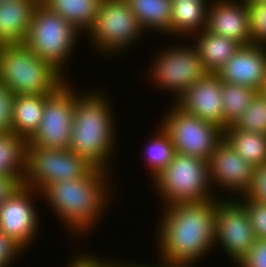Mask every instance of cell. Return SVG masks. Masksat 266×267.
I'll use <instances>...</instances> for the list:
<instances>
[{
  "label": "cell",
  "instance_id": "cell-28",
  "mask_svg": "<svg viewBox=\"0 0 266 267\" xmlns=\"http://www.w3.org/2000/svg\"><path fill=\"white\" fill-rule=\"evenodd\" d=\"M233 126L239 130L266 135V96L258 92Z\"/></svg>",
  "mask_w": 266,
  "mask_h": 267
},
{
  "label": "cell",
  "instance_id": "cell-32",
  "mask_svg": "<svg viewBox=\"0 0 266 267\" xmlns=\"http://www.w3.org/2000/svg\"><path fill=\"white\" fill-rule=\"evenodd\" d=\"M236 267H266V239H256Z\"/></svg>",
  "mask_w": 266,
  "mask_h": 267
},
{
  "label": "cell",
  "instance_id": "cell-13",
  "mask_svg": "<svg viewBox=\"0 0 266 267\" xmlns=\"http://www.w3.org/2000/svg\"><path fill=\"white\" fill-rule=\"evenodd\" d=\"M39 197L42 198L39 191L21 184L0 204V230L24 251L39 237L41 218L35 206Z\"/></svg>",
  "mask_w": 266,
  "mask_h": 267
},
{
  "label": "cell",
  "instance_id": "cell-33",
  "mask_svg": "<svg viewBox=\"0 0 266 267\" xmlns=\"http://www.w3.org/2000/svg\"><path fill=\"white\" fill-rule=\"evenodd\" d=\"M13 97L14 94L0 83V132L11 131Z\"/></svg>",
  "mask_w": 266,
  "mask_h": 267
},
{
  "label": "cell",
  "instance_id": "cell-36",
  "mask_svg": "<svg viewBox=\"0 0 266 267\" xmlns=\"http://www.w3.org/2000/svg\"><path fill=\"white\" fill-rule=\"evenodd\" d=\"M19 185L21 184L13 177L0 176V204L4 202Z\"/></svg>",
  "mask_w": 266,
  "mask_h": 267
},
{
  "label": "cell",
  "instance_id": "cell-6",
  "mask_svg": "<svg viewBox=\"0 0 266 267\" xmlns=\"http://www.w3.org/2000/svg\"><path fill=\"white\" fill-rule=\"evenodd\" d=\"M80 37L82 33L71 23L39 3L24 44L67 78L65 71L69 70H65L68 68L66 65L75 48L79 47Z\"/></svg>",
  "mask_w": 266,
  "mask_h": 267
},
{
  "label": "cell",
  "instance_id": "cell-16",
  "mask_svg": "<svg viewBox=\"0 0 266 267\" xmlns=\"http://www.w3.org/2000/svg\"><path fill=\"white\" fill-rule=\"evenodd\" d=\"M206 29L240 45L253 44L249 11L244 0H211Z\"/></svg>",
  "mask_w": 266,
  "mask_h": 267
},
{
  "label": "cell",
  "instance_id": "cell-10",
  "mask_svg": "<svg viewBox=\"0 0 266 267\" xmlns=\"http://www.w3.org/2000/svg\"><path fill=\"white\" fill-rule=\"evenodd\" d=\"M92 167L69 149L27 145L23 185L41 193L51 183L83 177Z\"/></svg>",
  "mask_w": 266,
  "mask_h": 267
},
{
  "label": "cell",
  "instance_id": "cell-40",
  "mask_svg": "<svg viewBox=\"0 0 266 267\" xmlns=\"http://www.w3.org/2000/svg\"><path fill=\"white\" fill-rule=\"evenodd\" d=\"M161 267H194V266H168L161 264Z\"/></svg>",
  "mask_w": 266,
  "mask_h": 267
},
{
  "label": "cell",
  "instance_id": "cell-25",
  "mask_svg": "<svg viewBox=\"0 0 266 267\" xmlns=\"http://www.w3.org/2000/svg\"><path fill=\"white\" fill-rule=\"evenodd\" d=\"M224 139L254 168L266 164V135L230 125L224 130Z\"/></svg>",
  "mask_w": 266,
  "mask_h": 267
},
{
  "label": "cell",
  "instance_id": "cell-27",
  "mask_svg": "<svg viewBox=\"0 0 266 267\" xmlns=\"http://www.w3.org/2000/svg\"><path fill=\"white\" fill-rule=\"evenodd\" d=\"M257 93L258 91L246 86L222 82L225 129L245 112Z\"/></svg>",
  "mask_w": 266,
  "mask_h": 267
},
{
  "label": "cell",
  "instance_id": "cell-29",
  "mask_svg": "<svg viewBox=\"0 0 266 267\" xmlns=\"http://www.w3.org/2000/svg\"><path fill=\"white\" fill-rule=\"evenodd\" d=\"M249 11L252 42L266 47V1L246 3Z\"/></svg>",
  "mask_w": 266,
  "mask_h": 267
},
{
  "label": "cell",
  "instance_id": "cell-39",
  "mask_svg": "<svg viewBox=\"0 0 266 267\" xmlns=\"http://www.w3.org/2000/svg\"><path fill=\"white\" fill-rule=\"evenodd\" d=\"M114 258V261L108 267H121V261Z\"/></svg>",
  "mask_w": 266,
  "mask_h": 267
},
{
  "label": "cell",
  "instance_id": "cell-9",
  "mask_svg": "<svg viewBox=\"0 0 266 267\" xmlns=\"http://www.w3.org/2000/svg\"><path fill=\"white\" fill-rule=\"evenodd\" d=\"M160 124L168 133L175 152L209 160L214 148L223 140L224 131L211 123L188 114L171 102Z\"/></svg>",
  "mask_w": 266,
  "mask_h": 267
},
{
  "label": "cell",
  "instance_id": "cell-38",
  "mask_svg": "<svg viewBox=\"0 0 266 267\" xmlns=\"http://www.w3.org/2000/svg\"><path fill=\"white\" fill-rule=\"evenodd\" d=\"M259 92H260L263 96H266V77L264 78L262 87L260 88V91H259Z\"/></svg>",
  "mask_w": 266,
  "mask_h": 267
},
{
  "label": "cell",
  "instance_id": "cell-21",
  "mask_svg": "<svg viewBox=\"0 0 266 267\" xmlns=\"http://www.w3.org/2000/svg\"><path fill=\"white\" fill-rule=\"evenodd\" d=\"M49 94L14 95L11 132L27 141L40 127Z\"/></svg>",
  "mask_w": 266,
  "mask_h": 267
},
{
  "label": "cell",
  "instance_id": "cell-26",
  "mask_svg": "<svg viewBox=\"0 0 266 267\" xmlns=\"http://www.w3.org/2000/svg\"><path fill=\"white\" fill-rule=\"evenodd\" d=\"M156 128V132L151 133L152 137L150 136V139H147L145 148H141V150L144 149L141 156L144 157L143 163H146L145 174L150 178L149 182L155 179L168 166L175 153L174 145L168 133L160 124Z\"/></svg>",
  "mask_w": 266,
  "mask_h": 267
},
{
  "label": "cell",
  "instance_id": "cell-37",
  "mask_svg": "<svg viewBox=\"0 0 266 267\" xmlns=\"http://www.w3.org/2000/svg\"><path fill=\"white\" fill-rule=\"evenodd\" d=\"M137 262H134V263H129V260L128 261H122L121 260V267H161V263H149L148 261V264L147 263H141L138 261V263L136 264Z\"/></svg>",
  "mask_w": 266,
  "mask_h": 267
},
{
  "label": "cell",
  "instance_id": "cell-3",
  "mask_svg": "<svg viewBox=\"0 0 266 267\" xmlns=\"http://www.w3.org/2000/svg\"><path fill=\"white\" fill-rule=\"evenodd\" d=\"M104 89L82 91L75 99L69 150L93 167L112 172L110 165H113L112 160L118 150L116 137L119 132L115 129L114 104Z\"/></svg>",
  "mask_w": 266,
  "mask_h": 267
},
{
  "label": "cell",
  "instance_id": "cell-18",
  "mask_svg": "<svg viewBox=\"0 0 266 267\" xmlns=\"http://www.w3.org/2000/svg\"><path fill=\"white\" fill-rule=\"evenodd\" d=\"M40 0H9L0 3V44L24 43L33 13Z\"/></svg>",
  "mask_w": 266,
  "mask_h": 267
},
{
  "label": "cell",
  "instance_id": "cell-17",
  "mask_svg": "<svg viewBox=\"0 0 266 267\" xmlns=\"http://www.w3.org/2000/svg\"><path fill=\"white\" fill-rule=\"evenodd\" d=\"M216 74L224 83L239 84L259 92L266 77V47L240 45Z\"/></svg>",
  "mask_w": 266,
  "mask_h": 267
},
{
  "label": "cell",
  "instance_id": "cell-19",
  "mask_svg": "<svg viewBox=\"0 0 266 267\" xmlns=\"http://www.w3.org/2000/svg\"><path fill=\"white\" fill-rule=\"evenodd\" d=\"M211 0L173 1L170 37L183 40L206 29Z\"/></svg>",
  "mask_w": 266,
  "mask_h": 267
},
{
  "label": "cell",
  "instance_id": "cell-4",
  "mask_svg": "<svg viewBox=\"0 0 266 267\" xmlns=\"http://www.w3.org/2000/svg\"><path fill=\"white\" fill-rule=\"evenodd\" d=\"M68 79L24 43L0 47V83L14 95L51 94Z\"/></svg>",
  "mask_w": 266,
  "mask_h": 267
},
{
  "label": "cell",
  "instance_id": "cell-15",
  "mask_svg": "<svg viewBox=\"0 0 266 267\" xmlns=\"http://www.w3.org/2000/svg\"><path fill=\"white\" fill-rule=\"evenodd\" d=\"M222 81L216 73H208L188 88L175 104L184 112L225 130Z\"/></svg>",
  "mask_w": 266,
  "mask_h": 267
},
{
  "label": "cell",
  "instance_id": "cell-34",
  "mask_svg": "<svg viewBox=\"0 0 266 267\" xmlns=\"http://www.w3.org/2000/svg\"><path fill=\"white\" fill-rule=\"evenodd\" d=\"M241 197H249L266 204V164L255 168V174L250 190L246 195Z\"/></svg>",
  "mask_w": 266,
  "mask_h": 267
},
{
  "label": "cell",
  "instance_id": "cell-12",
  "mask_svg": "<svg viewBox=\"0 0 266 267\" xmlns=\"http://www.w3.org/2000/svg\"><path fill=\"white\" fill-rule=\"evenodd\" d=\"M255 240L245 207L235 198L216 197L215 245L232 265L239 263Z\"/></svg>",
  "mask_w": 266,
  "mask_h": 267
},
{
  "label": "cell",
  "instance_id": "cell-35",
  "mask_svg": "<svg viewBox=\"0 0 266 267\" xmlns=\"http://www.w3.org/2000/svg\"><path fill=\"white\" fill-rule=\"evenodd\" d=\"M86 253H82L79 254H73L72 256L74 258L71 257L72 261H68V265L66 267H108L114 260L108 259V257L106 256V258L103 257V255H93V251L92 254L91 253H87V251L85 250ZM99 256V257H98ZM102 258H101V257Z\"/></svg>",
  "mask_w": 266,
  "mask_h": 267
},
{
  "label": "cell",
  "instance_id": "cell-23",
  "mask_svg": "<svg viewBox=\"0 0 266 267\" xmlns=\"http://www.w3.org/2000/svg\"><path fill=\"white\" fill-rule=\"evenodd\" d=\"M102 0H40L52 12L71 23L83 36L93 26Z\"/></svg>",
  "mask_w": 266,
  "mask_h": 267
},
{
  "label": "cell",
  "instance_id": "cell-41",
  "mask_svg": "<svg viewBox=\"0 0 266 267\" xmlns=\"http://www.w3.org/2000/svg\"><path fill=\"white\" fill-rule=\"evenodd\" d=\"M246 3L254 2V1H266V0H244Z\"/></svg>",
  "mask_w": 266,
  "mask_h": 267
},
{
  "label": "cell",
  "instance_id": "cell-5",
  "mask_svg": "<svg viewBox=\"0 0 266 267\" xmlns=\"http://www.w3.org/2000/svg\"><path fill=\"white\" fill-rule=\"evenodd\" d=\"M152 182L153 190L160 196L161 207L216 198L208 161L198 157L175 152L168 166Z\"/></svg>",
  "mask_w": 266,
  "mask_h": 267
},
{
  "label": "cell",
  "instance_id": "cell-7",
  "mask_svg": "<svg viewBox=\"0 0 266 267\" xmlns=\"http://www.w3.org/2000/svg\"><path fill=\"white\" fill-rule=\"evenodd\" d=\"M86 35L96 53L115 59L117 54L122 57L146 33L125 0H102Z\"/></svg>",
  "mask_w": 266,
  "mask_h": 267
},
{
  "label": "cell",
  "instance_id": "cell-11",
  "mask_svg": "<svg viewBox=\"0 0 266 267\" xmlns=\"http://www.w3.org/2000/svg\"><path fill=\"white\" fill-rule=\"evenodd\" d=\"M67 80L45 101L40 127L27 145L45 149H69L73 127L75 99L82 93Z\"/></svg>",
  "mask_w": 266,
  "mask_h": 267
},
{
  "label": "cell",
  "instance_id": "cell-2",
  "mask_svg": "<svg viewBox=\"0 0 266 267\" xmlns=\"http://www.w3.org/2000/svg\"><path fill=\"white\" fill-rule=\"evenodd\" d=\"M112 173L92 167L83 177L49 184L41 196L51 207L58 221H62L74 239H83L95 232L111 206ZM111 177V178H110ZM110 179V180H109ZM112 199V200H111ZM105 213V214H104ZM98 221V222H97ZM91 231V232H90Z\"/></svg>",
  "mask_w": 266,
  "mask_h": 267
},
{
  "label": "cell",
  "instance_id": "cell-42",
  "mask_svg": "<svg viewBox=\"0 0 266 267\" xmlns=\"http://www.w3.org/2000/svg\"><path fill=\"white\" fill-rule=\"evenodd\" d=\"M6 1H9V0H0V3H1V2H6Z\"/></svg>",
  "mask_w": 266,
  "mask_h": 267
},
{
  "label": "cell",
  "instance_id": "cell-30",
  "mask_svg": "<svg viewBox=\"0 0 266 267\" xmlns=\"http://www.w3.org/2000/svg\"><path fill=\"white\" fill-rule=\"evenodd\" d=\"M246 209L256 239H266V204L249 197L236 198Z\"/></svg>",
  "mask_w": 266,
  "mask_h": 267
},
{
  "label": "cell",
  "instance_id": "cell-22",
  "mask_svg": "<svg viewBox=\"0 0 266 267\" xmlns=\"http://www.w3.org/2000/svg\"><path fill=\"white\" fill-rule=\"evenodd\" d=\"M147 34L155 32L170 38L172 0H125Z\"/></svg>",
  "mask_w": 266,
  "mask_h": 267
},
{
  "label": "cell",
  "instance_id": "cell-14",
  "mask_svg": "<svg viewBox=\"0 0 266 267\" xmlns=\"http://www.w3.org/2000/svg\"><path fill=\"white\" fill-rule=\"evenodd\" d=\"M208 169L210 183L215 190V197L220 198L221 196V199L227 197L228 199H236L246 195L250 190L255 174V168L239 156L224 138L210 154ZM222 192L227 195L223 197Z\"/></svg>",
  "mask_w": 266,
  "mask_h": 267
},
{
  "label": "cell",
  "instance_id": "cell-8",
  "mask_svg": "<svg viewBox=\"0 0 266 267\" xmlns=\"http://www.w3.org/2000/svg\"><path fill=\"white\" fill-rule=\"evenodd\" d=\"M181 43L183 44L175 43L173 46L170 44L167 48L158 49L157 55L153 54V63L148 66L149 69L146 72L150 85L153 84L156 90L165 89L167 92L170 91V95L171 92L172 95L174 94L173 103L188 88L209 73L192 43H184V41Z\"/></svg>",
  "mask_w": 266,
  "mask_h": 267
},
{
  "label": "cell",
  "instance_id": "cell-1",
  "mask_svg": "<svg viewBox=\"0 0 266 267\" xmlns=\"http://www.w3.org/2000/svg\"><path fill=\"white\" fill-rule=\"evenodd\" d=\"M161 209V214H157L160 216L156 221L154 238H157L154 242L158 263L196 267L200 259L216 249V198L197 203H176Z\"/></svg>",
  "mask_w": 266,
  "mask_h": 267
},
{
  "label": "cell",
  "instance_id": "cell-24",
  "mask_svg": "<svg viewBox=\"0 0 266 267\" xmlns=\"http://www.w3.org/2000/svg\"><path fill=\"white\" fill-rule=\"evenodd\" d=\"M27 143L24 137L11 131L0 132V176L13 177L23 184Z\"/></svg>",
  "mask_w": 266,
  "mask_h": 267
},
{
  "label": "cell",
  "instance_id": "cell-20",
  "mask_svg": "<svg viewBox=\"0 0 266 267\" xmlns=\"http://www.w3.org/2000/svg\"><path fill=\"white\" fill-rule=\"evenodd\" d=\"M189 39L187 41H190L195 47L209 73H217L240 47V44L235 40L215 35L207 29L192 35Z\"/></svg>",
  "mask_w": 266,
  "mask_h": 267
},
{
  "label": "cell",
  "instance_id": "cell-31",
  "mask_svg": "<svg viewBox=\"0 0 266 267\" xmlns=\"http://www.w3.org/2000/svg\"><path fill=\"white\" fill-rule=\"evenodd\" d=\"M25 251L0 230V267H11Z\"/></svg>",
  "mask_w": 266,
  "mask_h": 267
}]
</instances>
